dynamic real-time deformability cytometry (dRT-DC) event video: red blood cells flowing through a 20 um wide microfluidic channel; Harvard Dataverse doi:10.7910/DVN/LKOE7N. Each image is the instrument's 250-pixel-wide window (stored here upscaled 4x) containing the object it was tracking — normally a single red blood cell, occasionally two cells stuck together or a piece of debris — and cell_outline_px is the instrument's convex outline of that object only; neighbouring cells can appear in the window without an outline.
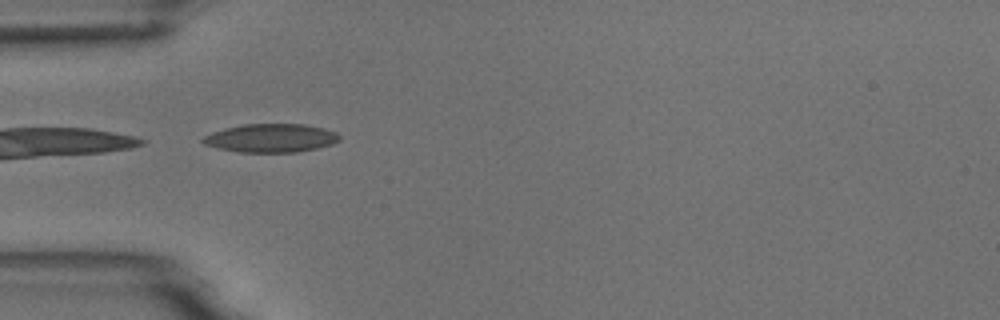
{"species": "common noctule bat (a hibernating species)", "species_latin": "Nyctalus noctula", "temperature_condition": "room temperature", "stored_images_in_passage": 8, "camera_frame_rate_fps": 3000, "um_per_image_px": 0.085, "animal": {"sex": "male", "body_mass_g": 18.8}, "frame": {"image": 1, "passage_image": 5, "time_ms": 5.333, "image_size_px": [1000, 320], "cell_outline_px": [[340, 140], [332, 144], [316, 148], [296, 152], [240, 152], [216, 148], [204, 144], [200, 140], [204, 136], [212, 132], [224, 128], [244, 124], [304, 124], [324, 128], [336, 132], [340, 136]], "centroid_in_image_um": [23.01, 11.73], "position_along_channel_um": 62.0, "area_um2": 22.72}}